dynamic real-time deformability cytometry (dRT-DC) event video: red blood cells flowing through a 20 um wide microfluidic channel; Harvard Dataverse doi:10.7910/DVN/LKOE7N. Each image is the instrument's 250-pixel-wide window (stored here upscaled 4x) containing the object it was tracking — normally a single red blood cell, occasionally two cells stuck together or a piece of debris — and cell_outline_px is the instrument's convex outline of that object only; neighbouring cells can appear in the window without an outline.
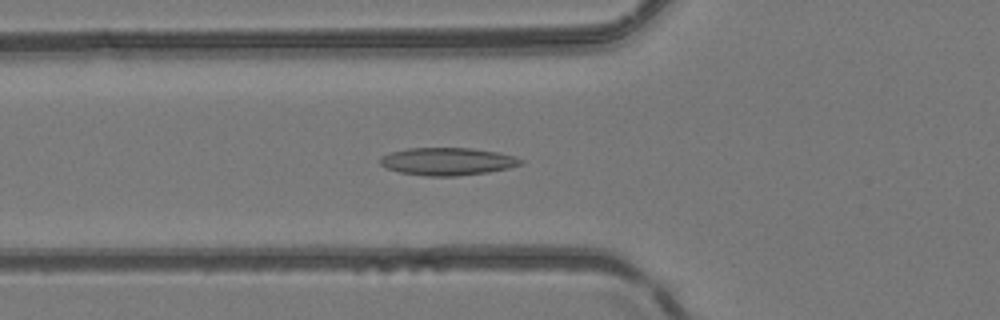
{"species": "common noctule bat (a hibernating species)", "species_latin": "Nyctalus noctula", "temperature_condition": "room temperature", "stored_images_in_passage": 51, "camera_frame_rate_fps": 3000, "um_per_image_px": 0.085, "animal": {"sex": "female", "body_mass_g": 24.6, "forearm_length_mm": 56.2}, "frame": {"image": 1, "passage_image": 19, "time_ms": 6.0, "image_size_px": [1000, 320], "cell_outline_px": [[524, 164], [508, 168], [488, 172], [456, 176], [424, 176], [400, 172], [388, 168], [380, 164], [380, 156], [392, 152], [408, 148], [472, 148], [496, 152], [516, 156], [524, 160]], "centroid_in_image_um": [38.07, 13.72], "position_along_channel_um": 87.7, "area_um2": 22.66}}
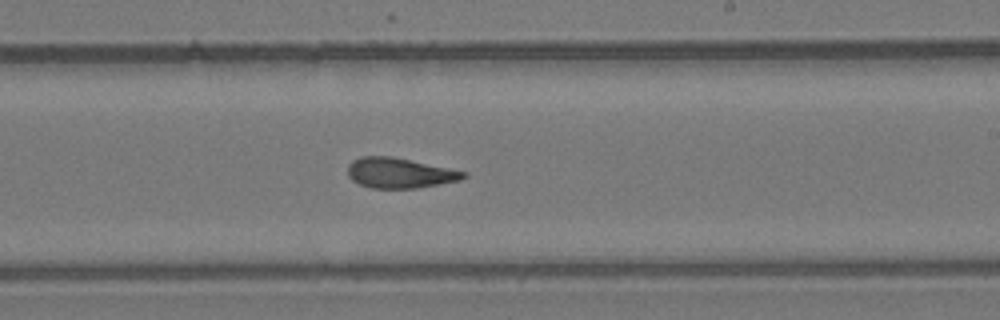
{"frame": {"image": 2, "passage_image": 31, "time_ms": 10.0, "image_size_px": [1000, 320], "cell_outline_px": [[468, 176], [460, 180], [416, 188], [372, 188], [360, 184], [352, 180], [348, 176], [348, 164], [352, 160], [360, 156], [392, 156], [468, 172]], "centroid_in_image_um": [33.96, 14.69], "position_along_channel_um": 255.0, "area_um2": 20.4}}
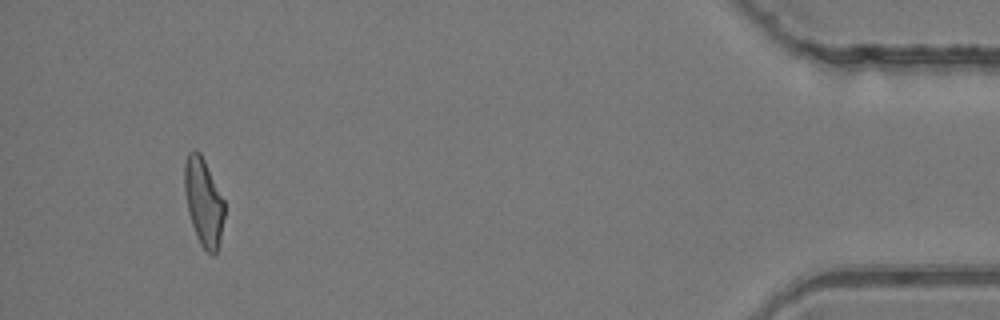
{"frame": {"image": 3, "passage_image": 48, "time_ms": 15.667, "image_size_px": [1000, 320], "cell_outline_px": [[224, 216], [220, 240], [216, 252], [212, 256], [200, 244], [196, 236], [188, 212], [184, 192], [184, 164], [188, 152], [200, 152], [224, 200]], "centroid_in_image_um": [17.29, 17.18], "position_along_channel_um": 417.9, "area_um2": 20.17}, "authors_computed_cell_mechanics": {"area_um2": 20.9814, "velocity_mm_per_s": 4.1655, "shape_relaxation_time_tau1_ms": null, "shape_relaxation_time_tau2_ms": 3.2517, "deformation_change_tau1": null, "deformation_change_tau2": 0.1286}}